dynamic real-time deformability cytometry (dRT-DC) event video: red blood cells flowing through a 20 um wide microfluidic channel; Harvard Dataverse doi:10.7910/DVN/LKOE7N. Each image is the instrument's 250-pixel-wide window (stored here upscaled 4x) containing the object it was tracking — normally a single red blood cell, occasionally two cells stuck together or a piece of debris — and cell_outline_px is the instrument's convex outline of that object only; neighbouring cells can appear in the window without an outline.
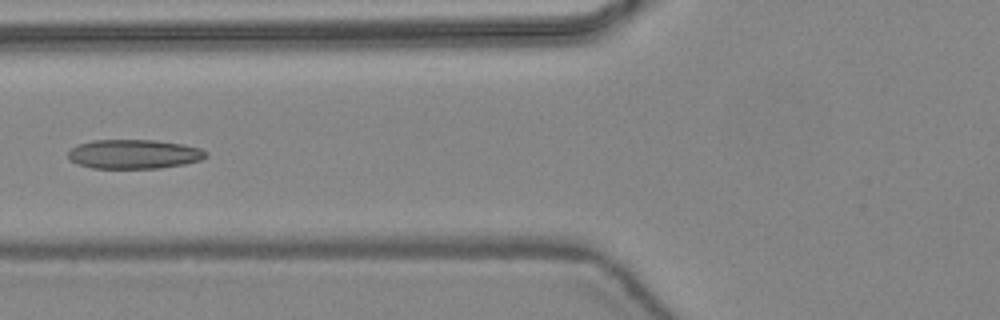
{"species": "common noctule bat (a hibernating species)", "species_latin": "Nyctalus noctula", "temperature_condition": "warm", "stored_images_in_passage": 13, "camera_frame_rate_fps": 3000, "um_per_image_px": 0.085, "animal": {"sex": "female", "body_mass_g": 24.6, "forearm_length_mm": 56.2}, "frame": {"image": 1, "passage_image": 6, "time_ms": 1.667, "image_size_px": [1000, 320], "cell_outline_px": [[208, 156], [200, 160], [184, 164], [160, 168], [92, 168], [76, 164], [68, 156], [68, 152], [76, 144], [92, 140], [156, 140], [184, 144], [200, 148], [208, 152]], "centroid_in_image_um": [11.4, 13.09], "position_along_channel_um": 114.4, "area_um2": 23.64}}
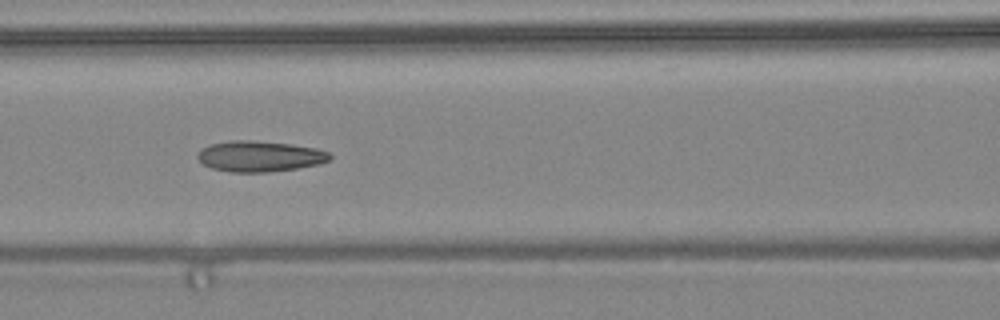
{"frame": {"image": 2, "passage_image": 8, "time_ms": 2.333, "image_size_px": [1000, 320], "cell_outline_px": [[332, 156], [328, 160], [320, 164], [296, 168], [268, 172], [232, 172], [212, 168], [204, 164], [196, 156], [208, 144], [232, 140], [248, 140], [292, 144], [316, 148], [328, 152]], "centroid_in_image_um": [22.09, 13.28], "position_along_channel_um": 144.5, "area_um2": 23.52}}
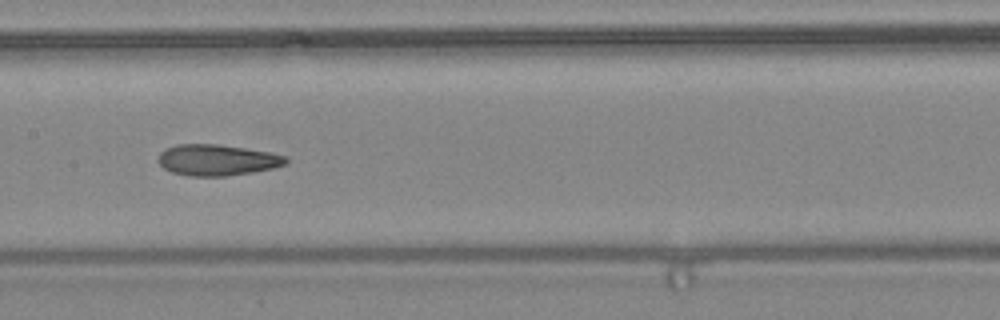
{"frame": {"image": 3, "passage_image": 11, "time_ms": 3.333, "image_size_px": [1000, 320], "cell_outline_px": [[288, 160], [284, 164], [272, 168], [252, 172], [224, 176], [188, 176], [172, 172], [164, 168], [160, 164], [160, 152], [164, 148], [176, 144], [216, 144], [244, 148], [268, 152], [284, 156]], "centroid_in_image_um": [18.41, 13.6], "position_along_channel_um": 189.0, "area_um2": 22.83}}